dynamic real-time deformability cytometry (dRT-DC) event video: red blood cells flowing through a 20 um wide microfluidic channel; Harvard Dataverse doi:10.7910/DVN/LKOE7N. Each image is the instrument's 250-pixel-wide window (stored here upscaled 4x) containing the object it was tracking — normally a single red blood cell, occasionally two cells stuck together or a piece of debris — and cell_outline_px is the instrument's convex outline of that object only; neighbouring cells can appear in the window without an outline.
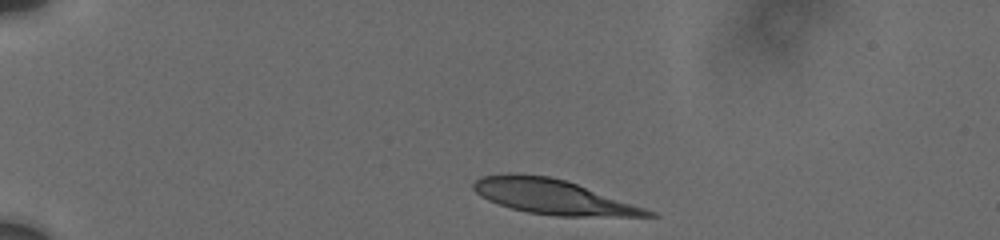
{"species": "human", "species_latin": "Homo sapiens", "temperature_condition": "cold", "stored_images_in_passage": 22, "camera_frame_rate_fps": 3000, "um_per_image_px": 0.085, "donor": {"sex": "male"}, "frame": {"image": 1, "passage_image": 1, "time_ms": 0.0, "image_size_px": [1000, 240], "cell_outline_px": [[660, 216], [556, 216], [528, 212], [512, 208], [488, 200], [480, 196], [472, 188], [472, 184], [476, 180], [484, 176], [508, 172], [548, 176], [564, 180], [576, 184], [656, 212]], "centroid_in_image_um": [46.95, 16.72], "position_along_channel_um": 38.0, "area_um2": 34.8}}
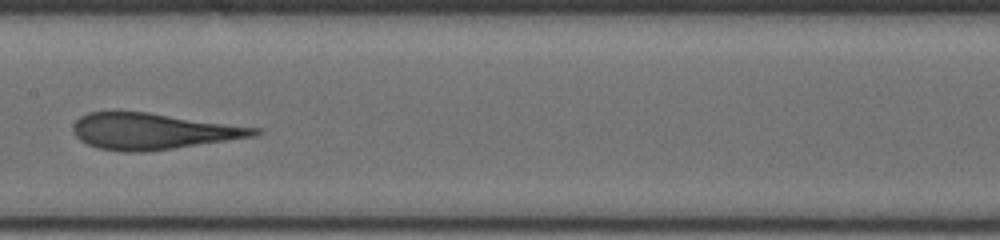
{"frame": {"image": 2, "passage_image": 13, "time_ms": 6.0, "image_size_px": [1000, 240], "cell_outline_px": [[260, 132], [256, 136], [144, 152], [124, 152], [96, 148], [80, 140], [76, 136], [72, 128], [72, 124], [80, 116], [88, 112], [148, 112], [260, 128]], "centroid_in_image_um": [12.95, 11.15], "position_along_channel_um": 194.4, "area_um2": 37.97}}
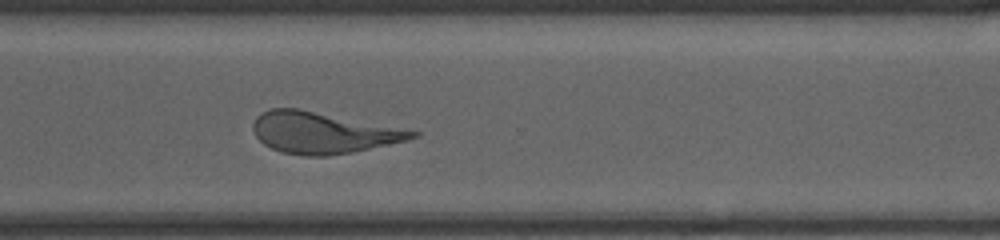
{"frame": {"image": 3, "passage_image": 22, "time_ms": 10.0, "image_size_px": [1000, 240], "cell_outline_px": [[420, 136], [408, 140], [352, 152], [328, 156], [304, 156], [284, 152], [272, 148], [264, 144], [256, 136], [252, 128], [252, 124], [256, 116], [260, 112], [272, 108], [300, 108], [420, 132]], "centroid_in_image_um": [27.41, 11.27], "position_along_channel_um": 343.2, "area_um2": 38.21}}